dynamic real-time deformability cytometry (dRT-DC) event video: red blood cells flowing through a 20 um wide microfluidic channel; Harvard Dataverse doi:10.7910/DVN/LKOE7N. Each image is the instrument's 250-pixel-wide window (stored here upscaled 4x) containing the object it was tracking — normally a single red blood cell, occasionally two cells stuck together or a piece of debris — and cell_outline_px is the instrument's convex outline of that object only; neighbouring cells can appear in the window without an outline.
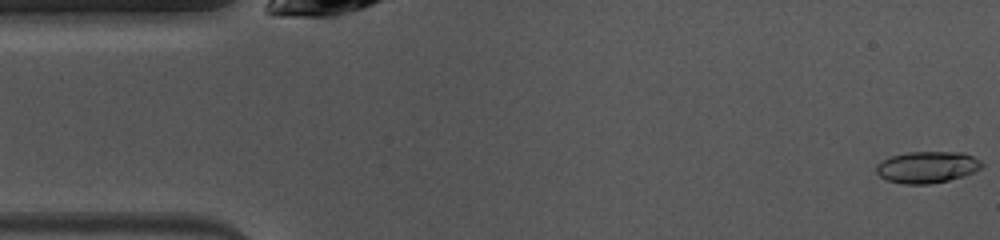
{"species": "common noctule bat (a hibernating species)", "species_latin": "Nyctalus noctula", "temperature_condition": "warm", "stored_images_in_passage": 48, "camera_frame_rate_fps": 3000, "um_per_image_px": 0.085, "animal": {"sex": "female", "body_mass_g": 10.0, "forearm_length_mm": 53.1}, "frame": {"image": 1, "passage_image": 1, "time_ms": 0.0, "image_size_px": [1000, 240], "cell_outline_px": [[984, 164], [980, 168], [972, 172], [948, 180], [928, 184], [904, 184], [888, 180], [880, 176], [876, 172], [876, 164], [892, 156], [908, 152], [964, 152], [980, 160]], "centroid_in_image_um": [78.8, 14.2], "position_along_channel_um": 6.2, "area_um2": 19.19}}
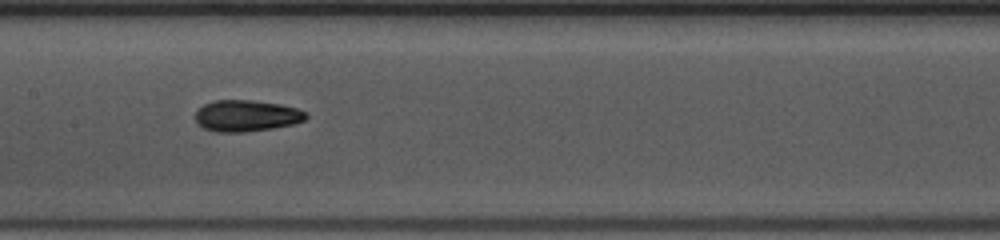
{"frame": {"image": 2, "passage_image": 22, "time_ms": 7.0, "image_size_px": [1000, 240], "cell_outline_px": [[308, 116], [304, 120], [292, 124], [272, 128], [244, 132], [216, 132], [204, 128], [196, 120], [196, 112], [204, 104], [216, 100], [252, 100], [280, 104], [296, 108], [308, 112]], "centroid_in_image_um": [20.97, 9.84], "position_along_channel_um": 186.4, "area_um2": 20.11}}
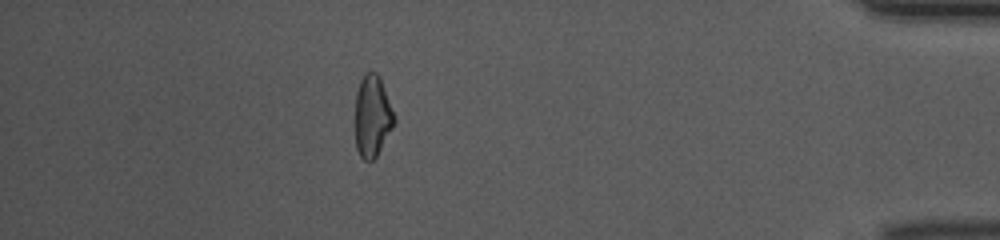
{"frame": {"image": 3, "passage_image": 42, "time_ms": 13.667, "image_size_px": [1000, 240], "cell_outline_px": [[396, 120], [392, 128], [376, 156], [372, 160], [364, 160], [360, 156], [356, 148], [356, 92], [360, 80], [364, 72], [376, 72], [380, 76], [396, 116]], "centroid_in_image_um": [31.66, 9.83], "position_along_channel_um": 403.5, "area_um2": 18.61}, "authors_computed_cell_mechanics": {"area_um2": 19.2763, "velocity_mm_per_s": 4.0593, "shape_relaxation_time_tau1_ms": 3.4574, "shape_relaxation_time_tau2_ms": 3.2516, "deformation_change_tau1": 0.1569, "deformation_change_tau2": 0.102}}